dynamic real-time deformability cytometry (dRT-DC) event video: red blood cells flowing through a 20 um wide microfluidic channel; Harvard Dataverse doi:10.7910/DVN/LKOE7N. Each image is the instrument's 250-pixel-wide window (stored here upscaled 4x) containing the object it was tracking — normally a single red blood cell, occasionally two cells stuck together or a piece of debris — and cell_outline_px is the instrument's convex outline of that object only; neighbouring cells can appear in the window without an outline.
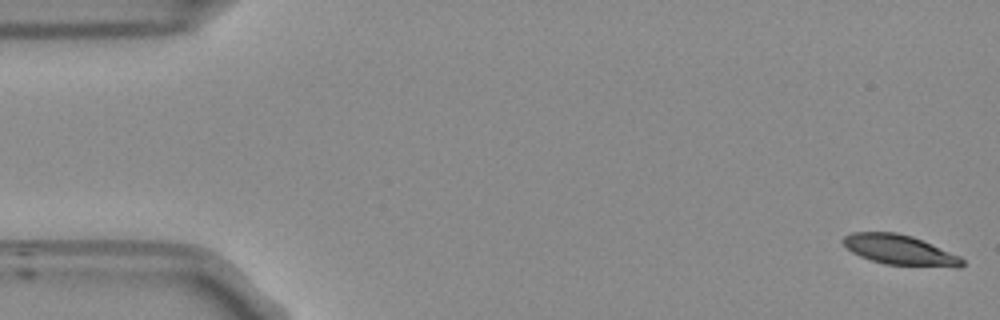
{"species": "Egyptian fruit bat (a non-hibernating species)", "species_latin": "Rousettus aegyptiacus", "temperature_condition": "room temperature", "stored_images_in_passage": 53, "camera_frame_rate_fps": 3000, "um_per_image_px": 0.085, "frame": {"image": 1, "passage_image": 1, "time_ms": 0.0, "image_size_px": [1000, 320], "cell_outline_px": [[964, 264], [960, 268], [952, 268], [884, 264], [860, 256], [852, 252], [840, 240], [844, 236], [852, 232], [896, 232], [912, 236], [960, 256], [964, 260]], "centroid_in_image_um": [76.51, 21.26], "position_along_channel_um": 8.5, "area_um2": 20.98}}
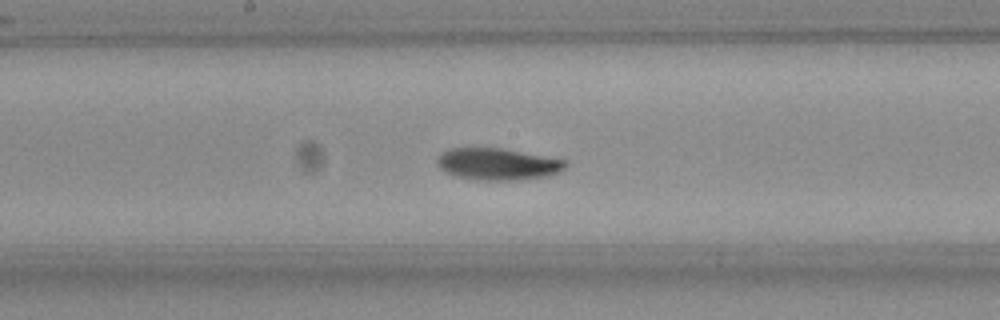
{"frame": {"image": 2, "passage_image": 27, "time_ms": 8.667, "image_size_px": [1000, 320], "cell_outline_px": [[568, 168], [560, 172], [548, 176], [520, 180], [476, 180], [456, 176], [444, 172], [440, 168], [436, 160], [444, 152], [452, 148], [500, 148], [568, 160]], "centroid_in_image_um": [42.37, 13.96], "position_along_channel_um": 205.8, "area_um2": 23.93}}
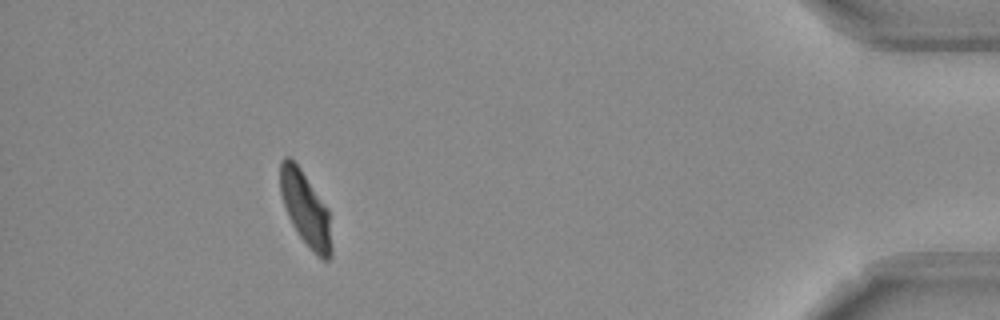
{"frame": {"image": 3, "passage_image": 48, "time_ms": 15.667, "image_size_px": [1000, 320], "cell_outline_px": [[332, 256], [328, 260], [324, 260], [316, 256], [300, 236], [292, 224], [288, 216], [280, 192], [280, 160], [284, 156], [288, 156], [300, 168], [328, 208], [332, 244]], "centroid_in_image_um": [25.98, 17.77], "position_along_channel_um": 409.2, "area_um2": 22.08}, "authors_computed_cell_mechanics": {"area_um2": 23.12, "velocity_mm_per_s": 3.7754, "shape_relaxation_time_tau1_ms": 7.6621, "shape_relaxation_time_tau2_ms": 8.9265, "deformation_change_tau1": 0.1871, "deformation_change_tau2": 0.137}}